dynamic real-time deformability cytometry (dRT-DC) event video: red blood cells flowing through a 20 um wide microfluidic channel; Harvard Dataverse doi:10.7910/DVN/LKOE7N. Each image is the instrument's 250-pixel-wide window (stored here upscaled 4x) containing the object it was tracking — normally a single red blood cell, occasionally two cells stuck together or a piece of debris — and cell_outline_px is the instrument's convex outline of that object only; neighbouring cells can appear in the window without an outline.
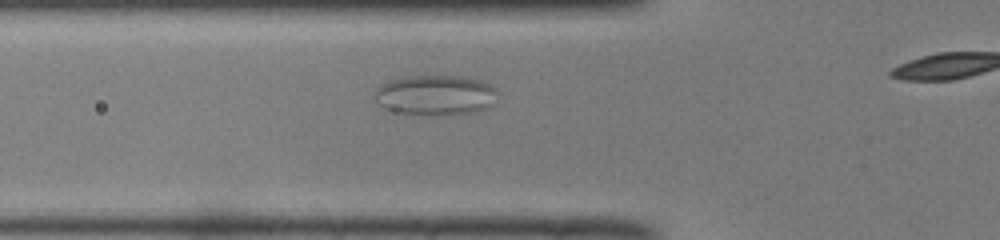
{"species": "common noctule bat (a hibernating species)", "species_latin": "Nyctalus noctula", "temperature_condition": "room temperature", "stored_images_in_passage": 8, "camera_frame_rate_fps": 3000, "um_per_image_px": 0.085, "animal": {"sex": "male", "body_mass_g": 19.0, "forearm_length_mm": 50.8}, "frame": {"image": 1, "passage_image": 3, "time_ms": 0.667, "image_size_px": [1000, 240], "cell_outline_px": [[500, 92], [492, 108], [476, 112], [404, 112], [384, 108], [376, 100], [376, 88], [380, 84], [388, 80], [408, 76], [464, 76], [480, 80], [496, 88]], "centroid_in_image_um": [37.1, 8.03], "position_along_channel_um": 88.7, "area_um2": 28.09}}